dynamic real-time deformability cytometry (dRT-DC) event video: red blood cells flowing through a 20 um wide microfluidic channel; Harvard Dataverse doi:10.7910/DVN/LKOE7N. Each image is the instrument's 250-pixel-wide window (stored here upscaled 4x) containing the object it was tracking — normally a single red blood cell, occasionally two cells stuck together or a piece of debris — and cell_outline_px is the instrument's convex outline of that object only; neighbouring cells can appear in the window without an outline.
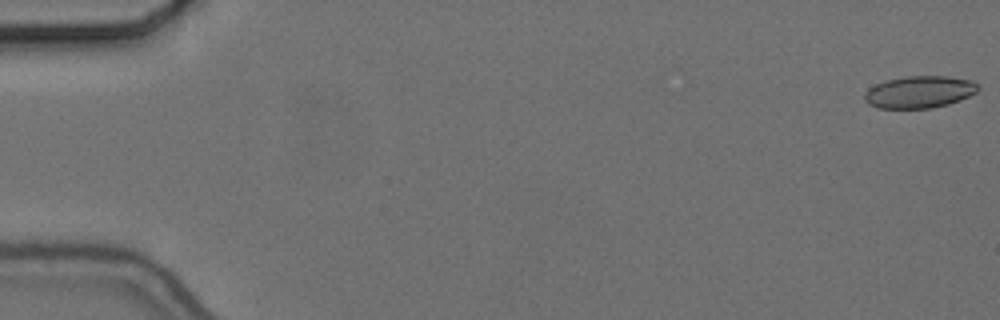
{"species": "common noctule bat (a hibernating species)", "species_latin": "Nyctalus noctula", "temperature_condition": "cold", "stored_images_in_passage": 56, "camera_frame_rate_fps": 3000, "um_per_image_px": 0.085, "animal": {"sex": "female", "body_mass_g": 24.6, "forearm_length_mm": 56.2}, "frame": {"image": 1, "passage_image": 1, "time_ms": 0.0, "image_size_px": [1000, 320], "cell_outline_px": [[980, 88], [976, 92], [960, 100], [948, 104], [932, 108], [876, 108], [868, 104], [864, 100], [864, 92], [868, 88], [876, 84], [888, 80], [908, 76], [948, 76], [972, 80]], "centroid_in_image_um": [78.13, 7.82], "position_along_channel_um": 6.9, "area_um2": 21.27}}
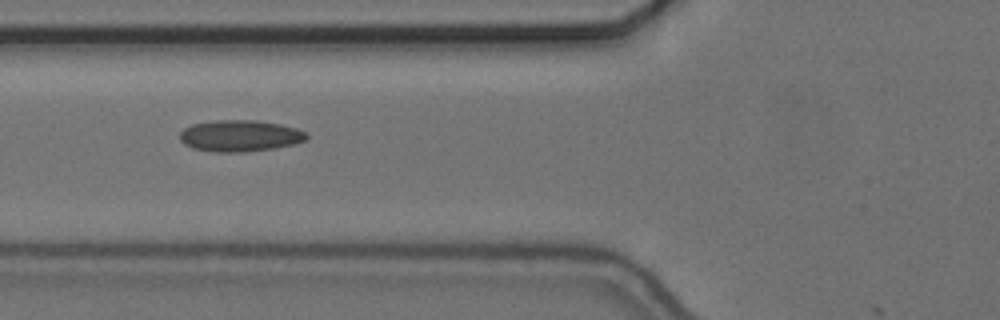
{"frame": {"image": 2, "passage_image": 22, "time_ms": 7.0, "image_size_px": [1000, 320], "cell_outline_px": [[308, 136], [304, 140], [296, 144], [276, 148], [244, 152], [212, 152], [192, 148], [184, 144], [180, 140], [180, 132], [184, 128], [192, 124], [216, 120], [256, 120], [280, 124], [296, 128], [308, 132]], "centroid_in_image_um": [20.4, 11.55], "position_along_channel_um": 105.4, "area_um2": 23.47}}
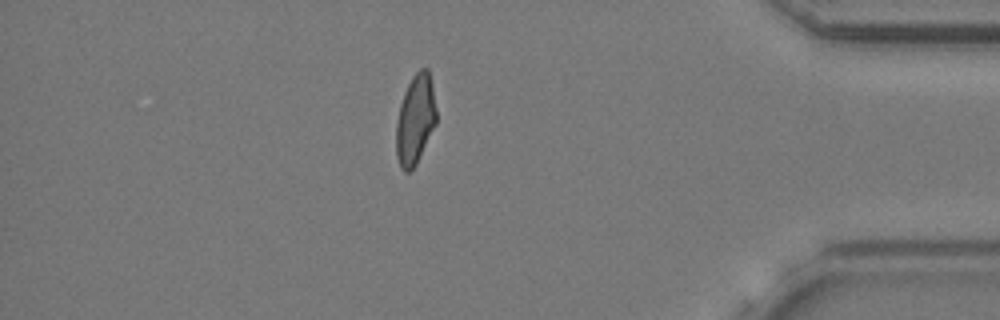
{"frame": {"image": 3, "passage_image": 49, "time_ms": 16.0, "image_size_px": [1000, 320], "cell_outline_px": [[436, 124], [416, 164], [408, 172], [404, 172], [400, 168], [396, 156], [396, 124], [400, 104], [404, 92], [412, 76], [420, 68], [428, 68], [432, 84], [436, 108]], "centroid_in_image_um": [35.29, 10.16], "position_along_channel_um": 399.9, "area_um2": 21.04}, "authors_computed_cell_mechanics": {"area_um2": 21.6172, "velocity_mm_per_s": 3.6773, "shape_relaxation_time_tau1_ms": null, "shape_relaxation_time_tau2_ms": 1.6708, "deformation_change_tau1": null, "deformation_change_tau2": 0.0914}}